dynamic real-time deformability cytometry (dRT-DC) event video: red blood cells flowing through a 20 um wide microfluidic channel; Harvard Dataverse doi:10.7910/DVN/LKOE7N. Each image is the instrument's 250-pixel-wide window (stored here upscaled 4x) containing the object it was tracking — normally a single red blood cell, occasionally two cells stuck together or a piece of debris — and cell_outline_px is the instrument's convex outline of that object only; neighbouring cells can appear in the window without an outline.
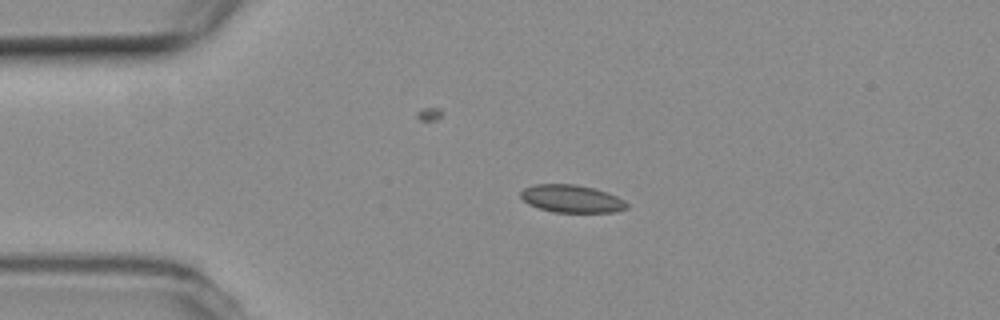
{"species": "common noctule bat (a hibernating species)", "species_latin": "Nyctalus noctula", "temperature_condition": "room temperature", "stored_images_in_passage": 45, "camera_frame_rate_fps": 3000, "um_per_image_px": 0.085, "animal": {"sex": "female", "body_mass_g": 19.3, "forearm_length_mm": 54.1}, "frame": {"image": 1, "passage_image": 1, "time_ms": 0.0, "image_size_px": [1000, 320], "cell_outline_px": [[628, 208], [616, 212], [552, 212], [528, 204], [520, 196], [520, 192], [524, 188], [532, 184], [576, 184], [608, 192], [624, 200], [628, 204]], "centroid_in_image_um": [48.59, 16.89], "position_along_channel_um": 36.4, "area_um2": 17.17}}
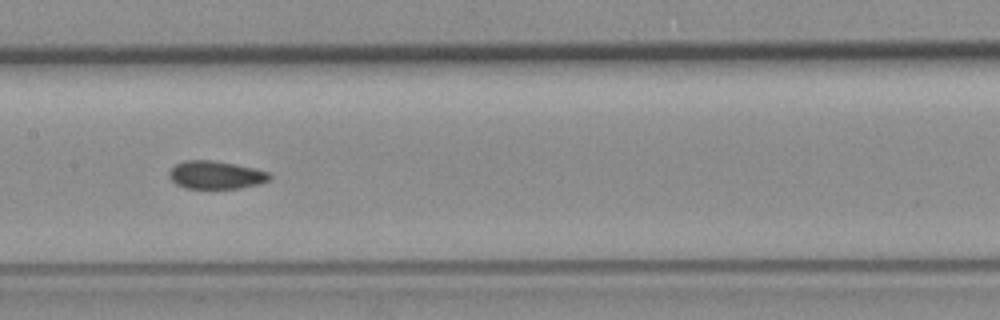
{"frame": {"image": 2, "passage_image": 16, "time_ms": 5.0, "image_size_px": [1000, 320], "cell_outline_px": [[272, 180], [260, 184], [240, 188], [184, 188], [176, 184], [168, 176], [168, 172], [176, 164], [184, 160], [212, 160], [256, 168], [272, 172]], "centroid_in_image_um": [18.4, 14.87], "position_along_channel_um": 189.0, "area_um2": 16.65}}
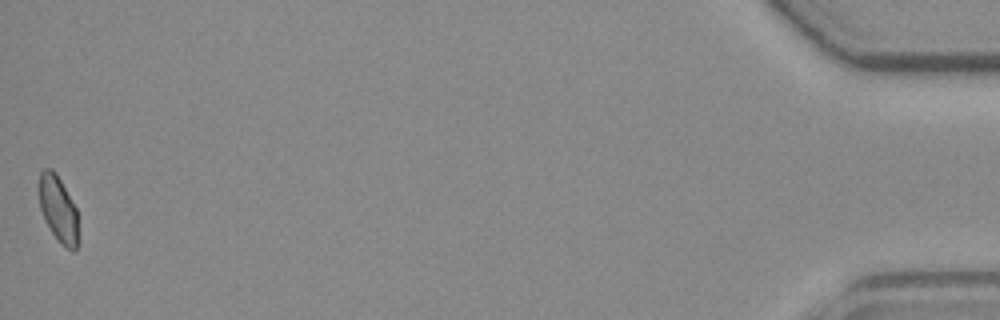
{"frame": {"image": 3, "passage_image": 44, "time_ms": 14.333, "image_size_px": [1000, 320], "cell_outline_px": [[80, 240], [76, 248], [72, 252], [64, 248], [60, 244], [44, 220], [40, 208], [36, 184], [40, 172], [44, 168], [52, 168], [56, 172], [76, 208]], "centroid_in_image_um": [4.93, 17.78], "position_along_channel_um": 430.3, "area_um2": 15.9}}